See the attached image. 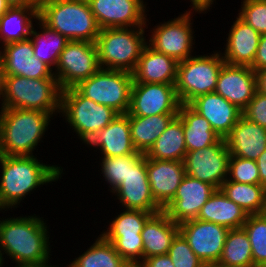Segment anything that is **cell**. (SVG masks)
Here are the masks:
<instances>
[{
	"label": "cell",
	"mask_w": 266,
	"mask_h": 267,
	"mask_svg": "<svg viewBox=\"0 0 266 267\" xmlns=\"http://www.w3.org/2000/svg\"><path fill=\"white\" fill-rule=\"evenodd\" d=\"M0 259L3 255L15 262L16 266L43 265L50 261V235L43 217L36 214L0 217Z\"/></svg>",
	"instance_id": "6da1fadb"
},
{
	"label": "cell",
	"mask_w": 266,
	"mask_h": 267,
	"mask_svg": "<svg viewBox=\"0 0 266 267\" xmlns=\"http://www.w3.org/2000/svg\"><path fill=\"white\" fill-rule=\"evenodd\" d=\"M0 166V208L5 211L19 207L26 195L58 181L64 174L61 166L45 164L34 155H0Z\"/></svg>",
	"instance_id": "7a4b0ae2"
},
{
	"label": "cell",
	"mask_w": 266,
	"mask_h": 267,
	"mask_svg": "<svg viewBox=\"0 0 266 267\" xmlns=\"http://www.w3.org/2000/svg\"><path fill=\"white\" fill-rule=\"evenodd\" d=\"M0 109V155L33 156L53 116L38 110Z\"/></svg>",
	"instance_id": "3957f363"
},
{
	"label": "cell",
	"mask_w": 266,
	"mask_h": 267,
	"mask_svg": "<svg viewBox=\"0 0 266 267\" xmlns=\"http://www.w3.org/2000/svg\"><path fill=\"white\" fill-rule=\"evenodd\" d=\"M39 19L69 41L95 43L100 32L87 0H42Z\"/></svg>",
	"instance_id": "277c9868"
},
{
	"label": "cell",
	"mask_w": 266,
	"mask_h": 267,
	"mask_svg": "<svg viewBox=\"0 0 266 267\" xmlns=\"http://www.w3.org/2000/svg\"><path fill=\"white\" fill-rule=\"evenodd\" d=\"M145 28H103L96 39L98 61L102 69L132 73L147 44Z\"/></svg>",
	"instance_id": "5b68a950"
},
{
	"label": "cell",
	"mask_w": 266,
	"mask_h": 267,
	"mask_svg": "<svg viewBox=\"0 0 266 267\" xmlns=\"http://www.w3.org/2000/svg\"><path fill=\"white\" fill-rule=\"evenodd\" d=\"M61 88L57 78L6 76L0 108L30 109L60 114Z\"/></svg>",
	"instance_id": "8992f818"
},
{
	"label": "cell",
	"mask_w": 266,
	"mask_h": 267,
	"mask_svg": "<svg viewBox=\"0 0 266 267\" xmlns=\"http://www.w3.org/2000/svg\"><path fill=\"white\" fill-rule=\"evenodd\" d=\"M60 114L84 144L119 115L112 108L82 96L74 87L62 90Z\"/></svg>",
	"instance_id": "52a82bcc"
},
{
	"label": "cell",
	"mask_w": 266,
	"mask_h": 267,
	"mask_svg": "<svg viewBox=\"0 0 266 267\" xmlns=\"http://www.w3.org/2000/svg\"><path fill=\"white\" fill-rule=\"evenodd\" d=\"M208 54L178 62L175 88L181 104H189L197 96L215 91L225 61L221 51L213 50L212 54Z\"/></svg>",
	"instance_id": "ba28073f"
},
{
	"label": "cell",
	"mask_w": 266,
	"mask_h": 267,
	"mask_svg": "<svg viewBox=\"0 0 266 267\" xmlns=\"http://www.w3.org/2000/svg\"><path fill=\"white\" fill-rule=\"evenodd\" d=\"M132 73L100 68L94 75L79 82L74 88L84 97L106 105L118 114L130 108Z\"/></svg>",
	"instance_id": "9c48e42d"
},
{
	"label": "cell",
	"mask_w": 266,
	"mask_h": 267,
	"mask_svg": "<svg viewBox=\"0 0 266 267\" xmlns=\"http://www.w3.org/2000/svg\"><path fill=\"white\" fill-rule=\"evenodd\" d=\"M155 213L142 210L123 209L109 222L101 235L113 244L119 255L132 267L143 261V241L141 232L146 221ZM105 231V232H104Z\"/></svg>",
	"instance_id": "30bf717a"
},
{
	"label": "cell",
	"mask_w": 266,
	"mask_h": 267,
	"mask_svg": "<svg viewBox=\"0 0 266 267\" xmlns=\"http://www.w3.org/2000/svg\"><path fill=\"white\" fill-rule=\"evenodd\" d=\"M100 68L96 44L72 40L60 53L54 75L61 90H65L88 79Z\"/></svg>",
	"instance_id": "8fae6325"
},
{
	"label": "cell",
	"mask_w": 266,
	"mask_h": 267,
	"mask_svg": "<svg viewBox=\"0 0 266 267\" xmlns=\"http://www.w3.org/2000/svg\"><path fill=\"white\" fill-rule=\"evenodd\" d=\"M193 16L192 9H189L177 18L159 23L150 30L151 36L147 43L156 51L168 55L177 62L192 57L193 48H195L193 47L195 32L191 22Z\"/></svg>",
	"instance_id": "7c38bea8"
},
{
	"label": "cell",
	"mask_w": 266,
	"mask_h": 267,
	"mask_svg": "<svg viewBox=\"0 0 266 267\" xmlns=\"http://www.w3.org/2000/svg\"><path fill=\"white\" fill-rule=\"evenodd\" d=\"M230 156L225 139L220 138L211 146L188 151L183 160L184 168L187 175L219 189L227 179Z\"/></svg>",
	"instance_id": "4fadbf2b"
},
{
	"label": "cell",
	"mask_w": 266,
	"mask_h": 267,
	"mask_svg": "<svg viewBox=\"0 0 266 267\" xmlns=\"http://www.w3.org/2000/svg\"><path fill=\"white\" fill-rule=\"evenodd\" d=\"M181 102L175 84L133 83L128 116L178 114Z\"/></svg>",
	"instance_id": "5bb4252c"
},
{
	"label": "cell",
	"mask_w": 266,
	"mask_h": 267,
	"mask_svg": "<svg viewBox=\"0 0 266 267\" xmlns=\"http://www.w3.org/2000/svg\"><path fill=\"white\" fill-rule=\"evenodd\" d=\"M229 229L213 222L192 219L179 224V232L206 266L218 263Z\"/></svg>",
	"instance_id": "9a60e30c"
},
{
	"label": "cell",
	"mask_w": 266,
	"mask_h": 267,
	"mask_svg": "<svg viewBox=\"0 0 266 267\" xmlns=\"http://www.w3.org/2000/svg\"><path fill=\"white\" fill-rule=\"evenodd\" d=\"M87 1L100 29L149 25L146 23L149 20L146 18V3L143 0Z\"/></svg>",
	"instance_id": "2e32d148"
},
{
	"label": "cell",
	"mask_w": 266,
	"mask_h": 267,
	"mask_svg": "<svg viewBox=\"0 0 266 267\" xmlns=\"http://www.w3.org/2000/svg\"><path fill=\"white\" fill-rule=\"evenodd\" d=\"M125 209L158 213L163 208L154 200L147 177V157L144 155L112 192Z\"/></svg>",
	"instance_id": "e0dca14e"
},
{
	"label": "cell",
	"mask_w": 266,
	"mask_h": 267,
	"mask_svg": "<svg viewBox=\"0 0 266 267\" xmlns=\"http://www.w3.org/2000/svg\"><path fill=\"white\" fill-rule=\"evenodd\" d=\"M216 188L210 183L185 175L174 198L163 208L167 216L176 224L197 219L202 206Z\"/></svg>",
	"instance_id": "ac0fdd59"
},
{
	"label": "cell",
	"mask_w": 266,
	"mask_h": 267,
	"mask_svg": "<svg viewBox=\"0 0 266 267\" xmlns=\"http://www.w3.org/2000/svg\"><path fill=\"white\" fill-rule=\"evenodd\" d=\"M214 92L243 111L257 92L256 74L248 66L224 63Z\"/></svg>",
	"instance_id": "d6986e66"
},
{
	"label": "cell",
	"mask_w": 266,
	"mask_h": 267,
	"mask_svg": "<svg viewBox=\"0 0 266 267\" xmlns=\"http://www.w3.org/2000/svg\"><path fill=\"white\" fill-rule=\"evenodd\" d=\"M2 47L0 55L6 76H22L31 79L56 78L54 70L34 56L30 38Z\"/></svg>",
	"instance_id": "ffe728a7"
},
{
	"label": "cell",
	"mask_w": 266,
	"mask_h": 267,
	"mask_svg": "<svg viewBox=\"0 0 266 267\" xmlns=\"http://www.w3.org/2000/svg\"><path fill=\"white\" fill-rule=\"evenodd\" d=\"M186 175L183 161L147 157V177L154 200L164 208L175 196Z\"/></svg>",
	"instance_id": "44dd1931"
},
{
	"label": "cell",
	"mask_w": 266,
	"mask_h": 267,
	"mask_svg": "<svg viewBox=\"0 0 266 267\" xmlns=\"http://www.w3.org/2000/svg\"><path fill=\"white\" fill-rule=\"evenodd\" d=\"M189 105L205 117L215 133L223 139L242 116L241 110L215 92L199 95Z\"/></svg>",
	"instance_id": "7402d4cb"
},
{
	"label": "cell",
	"mask_w": 266,
	"mask_h": 267,
	"mask_svg": "<svg viewBox=\"0 0 266 267\" xmlns=\"http://www.w3.org/2000/svg\"><path fill=\"white\" fill-rule=\"evenodd\" d=\"M85 145L99 149L101 157H115L135 153L137 150L131 140L128 114H119L105 128L95 133Z\"/></svg>",
	"instance_id": "603a6c76"
},
{
	"label": "cell",
	"mask_w": 266,
	"mask_h": 267,
	"mask_svg": "<svg viewBox=\"0 0 266 267\" xmlns=\"http://www.w3.org/2000/svg\"><path fill=\"white\" fill-rule=\"evenodd\" d=\"M260 34L238 16L226 37V46L221 53L225 63L231 65H253L259 44Z\"/></svg>",
	"instance_id": "cb8c5ba5"
},
{
	"label": "cell",
	"mask_w": 266,
	"mask_h": 267,
	"mask_svg": "<svg viewBox=\"0 0 266 267\" xmlns=\"http://www.w3.org/2000/svg\"><path fill=\"white\" fill-rule=\"evenodd\" d=\"M232 156L256 161L266 150V128L241 116L224 138Z\"/></svg>",
	"instance_id": "d4e9b609"
},
{
	"label": "cell",
	"mask_w": 266,
	"mask_h": 267,
	"mask_svg": "<svg viewBox=\"0 0 266 267\" xmlns=\"http://www.w3.org/2000/svg\"><path fill=\"white\" fill-rule=\"evenodd\" d=\"M178 62L153 49L148 43L132 72L133 83L175 84Z\"/></svg>",
	"instance_id": "484cf974"
},
{
	"label": "cell",
	"mask_w": 266,
	"mask_h": 267,
	"mask_svg": "<svg viewBox=\"0 0 266 267\" xmlns=\"http://www.w3.org/2000/svg\"><path fill=\"white\" fill-rule=\"evenodd\" d=\"M179 233V225L162 210L153 214L141 232L143 260L148 257L168 254L173 239Z\"/></svg>",
	"instance_id": "4316f807"
},
{
	"label": "cell",
	"mask_w": 266,
	"mask_h": 267,
	"mask_svg": "<svg viewBox=\"0 0 266 267\" xmlns=\"http://www.w3.org/2000/svg\"><path fill=\"white\" fill-rule=\"evenodd\" d=\"M248 217L247 212L216 189L202 206L197 219L213 222L226 228H241Z\"/></svg>",
	"instance_id": "83f0119b"
},
{
	"label": "cell",
	"mask_w": 266,
	"mask_h": 267,
	"mask_svg": "<svg viewBox=\"0 0 266 267\" xmlns=\"http://www.w3.org/2000/svg\"><path fill=\"white\" fill-rule=\"evenodd\" d=\"M177 116L183 123L187 152L211 146L220 139L207 119L189 104H181Z\"/></svg>",
	"instance_id": "f1b7e54d"
},
{
	"label": "cell",
	"mask_w": 266,
	"mask_h": 267,
	"mask_svg": "<svg viewBox=\"0 0 266 267\" xmlns=\"http://www.w3.org/2000/svg\"><path fill=\"white\" fill-rule=\"evenodd\" d=\"M36 19V20H35ZM39 19V10L30 7L12 6L0 17L1 47L30 38L34 22Z\"/></svg>",
	"instance_id": "f546056e"
},
{
	"label": "cell",
	"mask_w": 266,
	"mask_h": 267,
	"mask_svg": "<svg viewBox=\"0 0 266 267\" xmlns=\"http://www.w3.org/2000/svg\"><path fill=\"white\" fill-rule=\"evenodd\" d=\"M177 115L128 116L134 148L145 154Z\"/></svg>",
	"instance_id": "4dcf8cb0"
},
{
	"label": "cell",
	"mask_w": 266,
	"mask_h": 267,
	"mask_svg": "<svg viewBox=\"0 0 266 267\" xmlns=\"http://www.w3.org/2000/svg\"><path fill=\"white\" fill-rule=\"evenodd\" d=\"M186 153L183 123L176 116L144 155L150 159L183 161Z\"/></svg>",
	"instance_id": "1f68e13d"
},
{
	"label": "cell",
	"mask_w": 266,
	"mask_h": 267,
	"mask_svg": "<svg viewBox=\"0 0 266 267\" xmlns=\"http://www.w3.org/2000/svg\"><path fill=\"white\" fill-rule=\"evenodd\" d=\"M37 21V28L39 27L40 31H36L33 27L30 34L34 56L55 71L59 55L69 40L59 32L50 29L40 19Z\"/></svg>",
	"instance_id": "d6a6232c"
},
{
	"label": "cell",
	"mask_w": 266,
	"mask_h": 267,
	"mask_svg": "<svg viewBox=\"0 0 266 267\" xmlns=\"http://www.w3.org/2000/svg\"><path fill=\"white\" fill-rule=\"evenodd\" d=\"M68 267H132L101 234Z\"/></svg>",
	"instance_id": "836d02e7"
},
{
	"label": "cell",
	"mask_w": 266,
	"mask_h": 267,
	"mask_svg": "<svg viewBox=\"0 0 266 267\" xmlns=\"http://www.w3.org/2000/svg\"><path fill=\"white\" fill-rule=\"evenodd\" d=\"M219 189L248 215L262 213L266 190L260 184L237 183L226 179Z\"/></svg>",
	"instance_id": "e575fe53"
},
{
	"label": "cell",
	"mask_w": 266,
	"mask_h": 267,
	"mask_svg": "<svg viewBox=\"0 0 266 267\" xmlns=\"http://www.w3.org/2000/svg\"><path fill=\"white\" fill-rule=\"evenodd\" d=\"M219 264L254 267L249 237L243 227L228 231Z\"/></svg>",
	"instance_id": "d590c367"
},
{
	"label": "cell",
	"mask_w": 266,
	"mask_h": 267,
	"mask_svg": "<svg viewBox=\"0 0 266 267\" xmlns=\"http://www.w3.org/2000/svg\"><path fill=\"white\" fill-rule=\"evenodd\" d=\"M144 153L136 151L133 154L115 156V157H100L101 174L109 184L110 192L112 193L126 178L129 172V166H134Z\"/></svg>",
	"instance_id": "8d00e7d4"
},
{
	"label": "cell",
	"mask_w": 266,
	"mask_h": 267,
	"mask_svg": "<svg viewBox=\"0 0 266 267\" xmlns=\"http://www.w3.org/2000/svg\"><path fill=\"white\" fill-rule=\"evenodd\" d=\"M252 248L254 267H266V218L263 214H249L242 226Z\"/></svg>",
	"instance_id": "74e56055"
},
{
	"label": "cell",
	"mask_w": 266,
	"mask_h": 267,
	"mask_svg": "<svg viewBox=\"0 0 266 267\" xmlns=\"http://www.w3.org/2000/svg\"><path fill=\"white\" fill-rule=\"evenodd\" d=\"M227 180L237 183L260 184L256 161L231 155Z\"/></svg>",
	"instance_id": "f35d334b"
},
{
	"label": "cell",
	"mask_w": 266,
	"mask_h": 267,
	"mask_svg": "<svg viewBox=\"0 0 266 267\" xmlns=\"http://www.w3.org/2000/svg\"><path fill=\"white\" fill-rule=\"evenodd\" d=\"M238 17L260 35L266 34V0H242Z\"/></svg>",
	"instance_id": "ab89813d"
},
{
	"label": "cell",
	"mask_w": 266,
	"mask_h": 267,
	"mask_svg": "<svg viewBox=\"0 0 266 267\" xmlns=\"http://www.w3.org/2000/svg\"><path fill=\"white\" fill-rule=\"evenodd\" d=\"M168 255L174 267H207L193 252L180 232L173 239Z\"/></svg>",
	"instance_id": "60d3db41"
},
{
	"label": "cell",
	"mask_w": 266,
	"mask_h": 267,
	"mask_svg": "<svg viewBox=\"0 0 266 267\" xmlns=\"http://www.w3.org/2000/svg\"><path fill=\"white\" fill-rule=\"evenodd\" d=\"M242 116L266 128V95L257 91L247 107L242 111Z\"/></svg>",
	"instance_id": "b9f144b4"
},
{
	"label": "cell",
	"mask_w": 266,
	"mask_h": 267,
	"mask_svg": "<svg viewBox=\"0 0 266 267\" xmlns=\"http://www.w3.org/2000/svg\"><path fill=\"white\" fill-rule=\"evenodd\" d=\"M250 68L254 72L266 68V34L260 36L253 65Z\"/></svg>",
	"instance_id": "7bdbcfd3"
},
{
	"label": "cell",
	"mask_w": 266,
	"mask_h": 267,
	"mask_svg": "<svg viewBox=\"0 0 266 267\" xmlns=\"http://www.w3.org/2000/svg\"><path fill=\"white\" fill-rule=\"evenodd\" d=\"M137 267H174L168 254L145 258Z\"/></svg>",
	"instance_id": "ee69618b"
},
{
	"label": "cell",
	"mask_w": 266,
	"mask_h": 267,
	"mask_svg": "<svg viewBox=\"0 0 266 267\" xmlns=\"http://www.w3.org/2000/svg\"><path fill=\"white\" fill-rule=\"evenodd\" d=\"M260 185L266 190V150L256 160Z\"/></svg>",
	"instance_id": "f6af8a7d"
},
{
	"label": "cell",
	"mask_w": 266,
	"mask_h": 267,
	"mask_svg": "<svg viewBox=\"0 0 266 267\" xmlns=\"http://www.w3.org/2000/svg\"><path fill=\"white\" fill-rule=\"evenodd\" d=\"M215 1L216 0H190L189 2L192 4L190 5L192 6V11L200 14L204 12L207 13V11H209L208 9H212L210 7H212V4H214Z\"/></svg>",
	"instance_id": "bcb514c9"
},
{
	"label": "cell",
	"mask_w": 266,
	"mask_h": 267,
	"mask_svg": "<svg viewBox=\"0 0 266 267\" xmlns=\"http://www.w3.org/2000/svg\"><path fill=\"white\" fill-rule=\"evenodd\" d=\"M42 0H7L11 6L17 7H30L40 9V3Z\"/></svg>",
	"instance_id": "7dc6e473"
},
{
	"label": "cell",
	"mask_w": 266,
	"mask_h": 267,
	"mask_svg": "<svg viewBox=\"0 0 266 267\" xmlns=\"http://www.w3.org/2000/svg\"><path fill=\"white\" fill-rule=\"evenodd\" d=\"M256 74L257 91L266 95V68L261 69Z\"/></svg>",
	"instance_id": "c3c4849f"
},
{
	"label": "cell",
	"mask_w": 266,
	"mask_h": 267,
	"mask_svg": "<svg viewBox=\"0 0 266 267\" xmlns=\"http://www.w3.org/2000/svg\"><path fill=\"white\" fill-rule=\"evenodd\" d=\"M5 78H6V74H5V70H4V66H3L2 57L0 55V101L2 100V97L4 94Z\"/></svg>",
	"instance_id": "681fc988"
},
{
	"label": "cell",
	"mask_w": 266,
	"mask_h": 267,
	"mask_svg": "<svg viewBox=\"0 0 266 267\" xmlns=\"http://www.w3.org/2000/svg\"><path fill=\"white\" fill-rule=\"evenodd\" d=\"M12 6L7 0H0V17L5 14Z\"/></svg>",
	"instance_id": "f907efd6"
},
{
	"label": "cell",
	"mask_w": 266,
	"mask_h": 267,
	"mask_svg": "<svg viewBox=\"0 0 266 267\" xmlns=\"http://www.w3.org/2000/svg\"><path fill=\"white\" fill-rule=\"evenodd\" d=\"M51 263H46L43 265H31V266H19V267H57L56 265H50ZM59 267V266H58ZM61 267V266H60ZM68 267V266H67Z\"/></svg>",
	"instance_id": "816d5d0a"
},
{
	"label": "cell",
	"mask_w": 266,
	"mask_h": 267,
	"mask_svg": "<svg viewBox=\"0 0 266 267\" xmlns=\"http://www.w3.org/2000/svg\"><path fill=\"white\" fill-rule=\"evenodd\" d=\"M207 267H236V266H227V265H223V264H219V263H214V264H210Z\"/></svg>",
	"instance_id": "f5cc1de1"
},
{
	"label": "cell",
	"mask_w": 266,
	"mask_h": 267,
	"mask_svg": "<svg viewBox=\"0 0 266 267\" xmlns=\"http://www.w3.org/2000/svg\"><path fill=\"white\" fill-rule=\"evenodd\" d=\"M262 214L266 218V194H265L264 208H263Z\"/></svg>",
	"instance_id": "db71d44e"
},
{
	"label": "cell",
	"mask_w": 266,
	"mask_h": 267,
	"mask_svg": "<svg viewBox=\"0 0 266 267\" xmlns=\"http://www.w3.org/2000/svg\"><path fill=\"white\" fill-rule=\"evenodd\" d=\"M4 265L2 264V262H1V259H0V267H3Z\"/></svg>",
	"instance_id": "11a10c76"
}]
</instances>
